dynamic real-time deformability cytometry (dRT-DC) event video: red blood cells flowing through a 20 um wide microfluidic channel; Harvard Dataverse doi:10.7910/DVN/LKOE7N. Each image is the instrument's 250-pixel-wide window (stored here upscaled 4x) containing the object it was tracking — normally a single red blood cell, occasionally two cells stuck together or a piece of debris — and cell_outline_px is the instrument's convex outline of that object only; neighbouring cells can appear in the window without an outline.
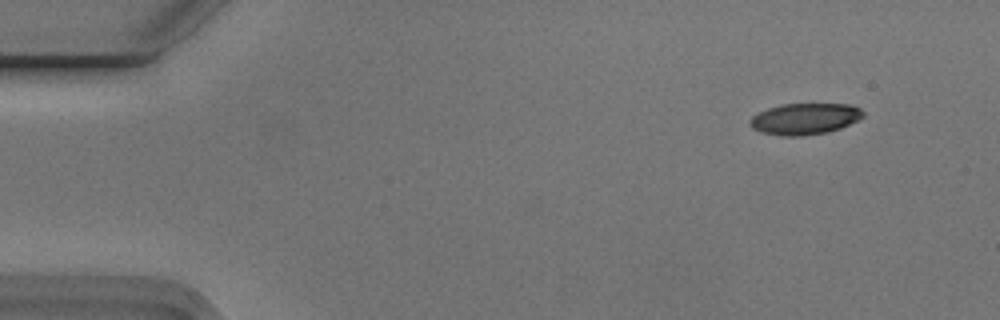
{"species": "Egyptian fruit bat (a non-hibernating species)", "species_latin": "Rousettus aegyptiacus", "temperature_condition": "cold", "stored_images_in_passage": 4, "camera_frame_rate_fps": 3000, "um_per_image_px": 0.085, "animal": {"sex": "male"}, "frame": {"image": 1, "passage_image": 1, "time_ms": 0.0, "image_size_px": [1000, 320], "cell_outline_px": [[864, 116], [840, 128], [828, 132], [800, 136], [780, 136], [760, 132], [752, 128], [748, 124], [748, 120], [752, 116], [768, 108], [780, 104], [852, 104], [860, 108], [864, 112]], "centroid_in_image_um": [68.37, 10.1], "position_along_channel_um": 16.6, "area_um2": 20.75}}
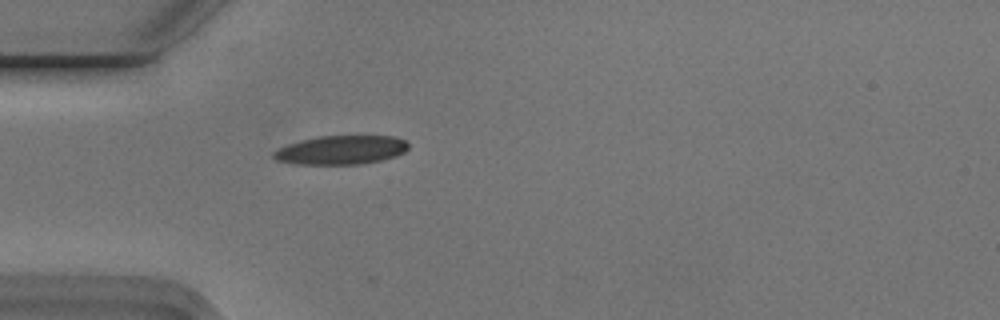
{"frame": {"image": 2, "passage_image": 4, "time_ms": 1.0, "image_size_px": [1000, 320], "cell_outline_px": [[408, 148], [404, 152], [396, 156], [380, 160], [360, 164], [296, 164], [276, 160], [272, 156], [272, 152], [288, 144], [316, 136], [392, 136], [404, 140], [408, 144]], "centroid_in_image_um": [28.98, 12.75], "position_along_channel_um": 56.0, "area_um2": 22.54}}